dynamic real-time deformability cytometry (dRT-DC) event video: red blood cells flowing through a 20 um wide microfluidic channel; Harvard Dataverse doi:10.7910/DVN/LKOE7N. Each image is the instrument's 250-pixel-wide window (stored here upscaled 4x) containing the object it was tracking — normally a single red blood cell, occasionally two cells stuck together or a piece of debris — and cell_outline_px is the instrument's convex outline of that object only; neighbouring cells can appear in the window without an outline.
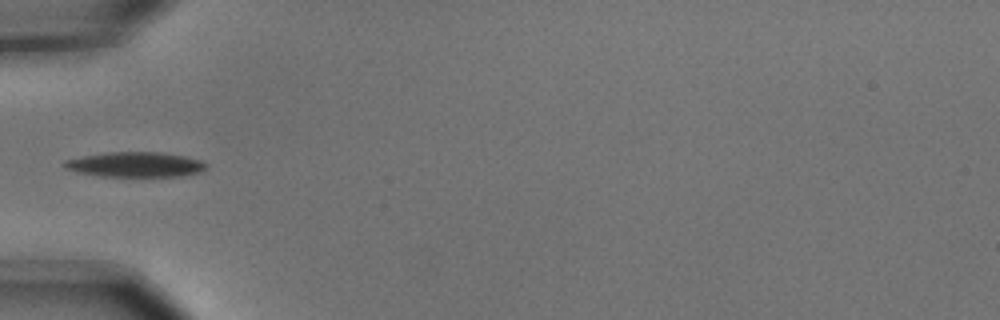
{"species": "common noctule bat (a hibernating species)", "species_latin": "Nyctalus noctula", "temperature_condition": "cold", "stored_images_in_passage": 1, "camera_frame_rate_fps": 3000, "um_per_image_px": 0.085, "animal": {"sex": "male", "body_mass_g": 15.6}, "frame": {"image": 1, "passage_image": 1, "time_ms": 0.0, "image_size_px": [1000, 320], "cell_outline_px": [[208, 164], [204, 168], [196, 172], [184, 176], [100, 176], [80, 172], [64, 168], [60, 164], [64, 160], [84, 156], [108, 152], [160, 152], [184, 156], [200, 160]], "centroid_in_image_um": [11.46, 13.98], "position_along_channel_um": 73.5, "area_um2": 20.46}}